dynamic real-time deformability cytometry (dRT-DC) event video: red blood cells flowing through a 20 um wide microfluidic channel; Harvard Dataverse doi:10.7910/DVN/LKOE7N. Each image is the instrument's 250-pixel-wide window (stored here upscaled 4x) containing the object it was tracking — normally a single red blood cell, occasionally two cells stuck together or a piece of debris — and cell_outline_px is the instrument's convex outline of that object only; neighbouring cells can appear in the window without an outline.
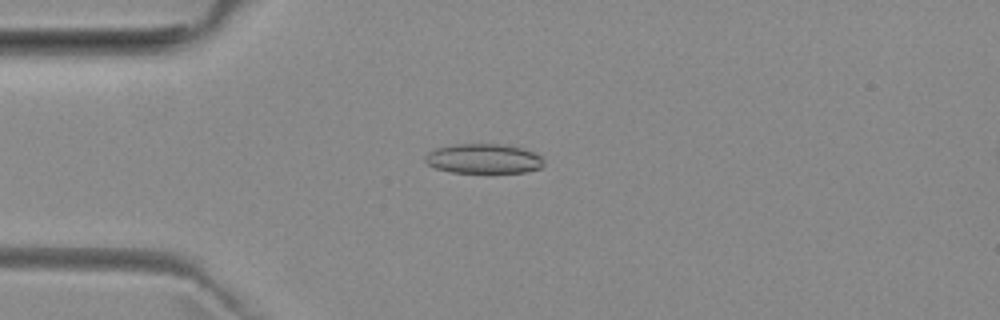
{"species": "common noctule bat (a hibernating species)", "species_latin": "Nyctalus noctula", "temperature_condition": "room temperature", "stored_images_in_passage": 49, "camera_frame_rate_fps": 3000, "um_per_image_px": 0.085, "animal": {"sex": "female", "body_mass_g": 29.2, "forearm_length_mm": 56.3}, "frame": {"image": 1, "passage_image": 13, "time_ms": 4.0, "image_size_px": [1000, 320], "cell_outline_px": [[544, 164], [540, 168], [524, 172], [452, 172], [436, 168], [428, 164], [424, 160], [424, 156], [428, 152], [436, 148], [456, 144], [500, 144], [520, 148], [532, 152], [540, 156], [544, 160]], "centroid_in_image_um": [41.08, 13.49], "position_along_channel_um": 43.9, "area_um2": 20.29}}
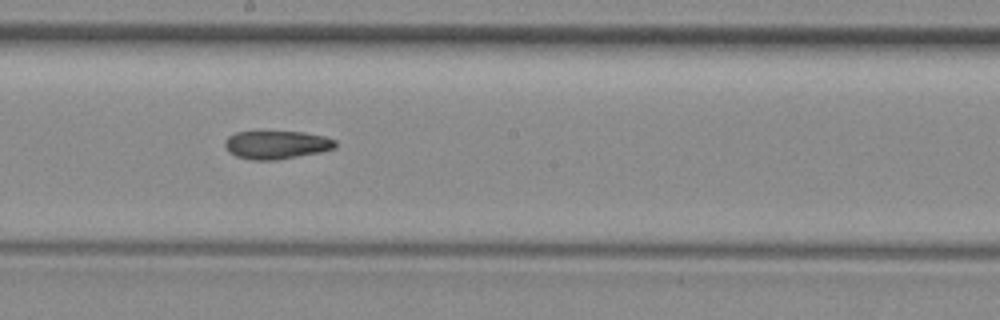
{"frame": {"image": 2, "passage_image": 28, "time_ms": 9.0, "image_size_px": [1000, 320], "cell_outline_px": [[336, 148], [320, 152], [276, 160], [252, 160], [236, 156], [228, 152], [224, 144], [224, 140], [228, 136], [236, 132], [304, 132], [324, 136], [336, 140]], "centroid_in_image_um": [23.49, 12.31], "position_along_channel_um": 224.7, "area_um2": 18.21}}
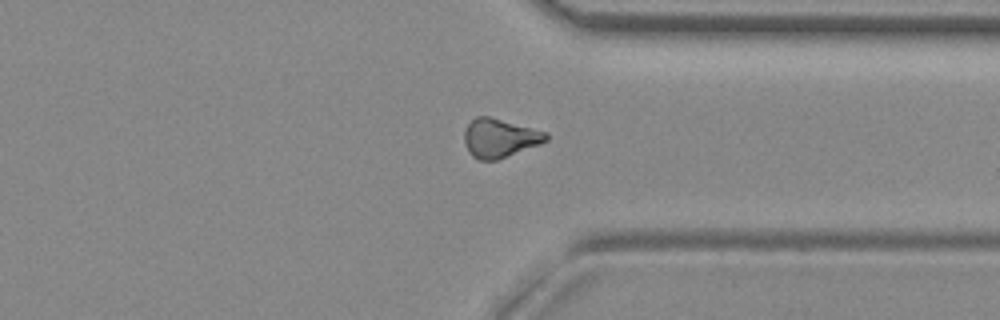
{"frame": {"image": 3, "passage_image": 39, "time_ms": 12.667, "image_size_px": [1000, 320], "cell_outline_px": [[548, 140], [540, 144], [496, 160], [480, 160], [472, 156], [468, 152], [464, 144], [464, 132], [468, 124], [476, 116], [488, 116], [548, 132]], "centroid_in_image_um": [42.46, 11.73], "position_along_channel_um": 368.9, "area_um2": 18.44}}